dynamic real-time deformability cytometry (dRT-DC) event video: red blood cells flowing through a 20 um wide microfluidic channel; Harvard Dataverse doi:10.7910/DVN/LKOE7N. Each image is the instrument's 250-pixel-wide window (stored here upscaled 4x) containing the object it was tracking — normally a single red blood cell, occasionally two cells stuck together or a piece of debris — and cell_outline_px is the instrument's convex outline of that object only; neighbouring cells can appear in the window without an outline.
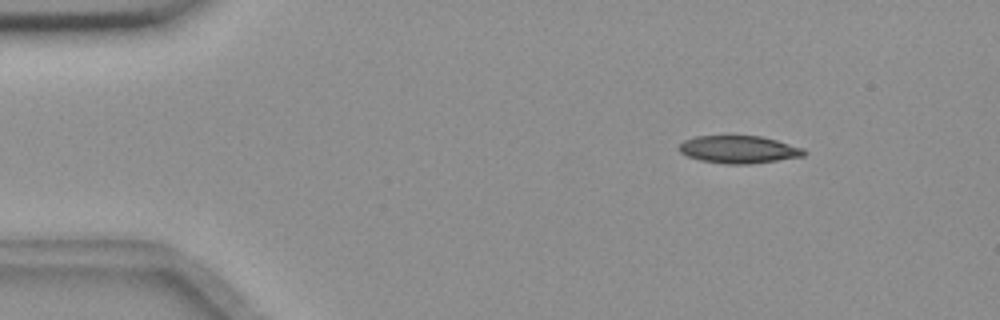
{"species": "common noctule bat (a hibernating species)", "species_latin": "Nyctalus noctula", "temperature_condition": "room temperature", "stored_images_in_passage": 56, "camera_frame_rate_fps": 3000, "um_per_image_px": 0.085, "animal": {"sex": "female", "body_mass_g": 18.4}, "frame": {"image": 1, "passage_image": 8, "time_ms": 2.333, "image_size_px": [1000, 320], "cell_outline_px": [[808, 152], [804, 156], [748, 164], [724, 164], [700, 160], [688, 156], [680, 152], [680, 144], [684, 140], [696, 136], [760, 136], [776, 140], [804, 148]], "centroid_in_image_um": [62.81, 12.7], "position_along_channel_um": 22.2, "area_um2": 19.94}}
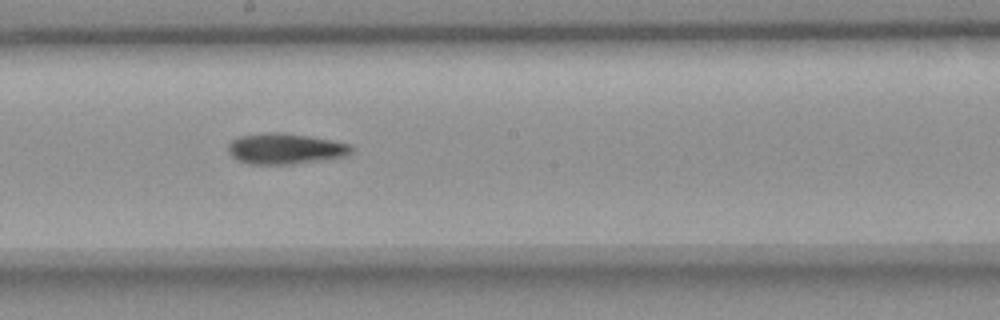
{"frame": {"image": 2, "passage_image": 31, "time_ms": 10.0, "image_size_px": [1000, 320], "cell_outline_px": [[352, 152], [344, 156], [320, 160], [292, 164], [248, 164], [232, 156], [228, 152], [228, 144], [232, 140], [240, 136], [264, 132], [280, 132], [308, 136], [332, 140], [352, 144]], "centroid_in_image_um": [24.24, 12.63], "position_along_channel_um": 224.0, "area_um2": 22.02}}
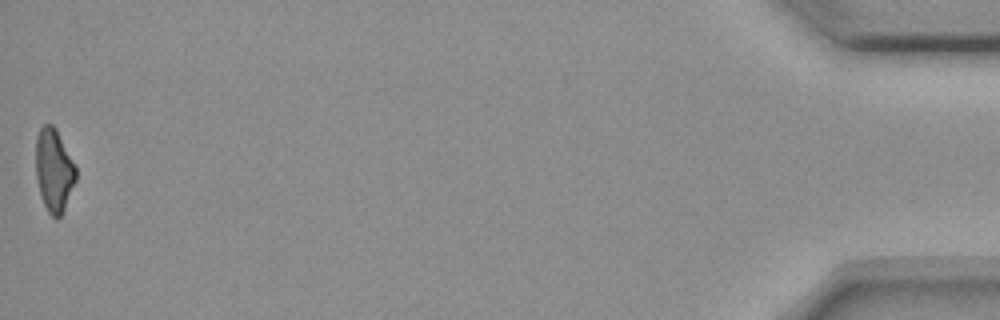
{"frame": {"image": 3, "passage_image": 56, "time_ms": 18.333, "image_size_px": [1000, 320], "cell_outline_px": [[76, 180], [64, 208], [60, 216], [56, 220], [48, 212], [44, 204], [40, 192], [36, 176], [36, 136], [40, 128], [44, 124], [52, 124], [56, 128], [76, 168]], "centroid_in_image_um": [4.57, 14.45], "position_along_channel_um": 430.6, "area_um2": 19.13}, "authors_computed_cell_mechanics": {"area_um2": 20.8369, "velocity_mm_per_s": 3.6464, "shape_relaxation_time_tau1_ms": 6.859, "shape_relaxation_time_tau2_ms": 6.8325, "deformation_change_tau1": 0.1733, "deformation_change_tau2": 0.168}}